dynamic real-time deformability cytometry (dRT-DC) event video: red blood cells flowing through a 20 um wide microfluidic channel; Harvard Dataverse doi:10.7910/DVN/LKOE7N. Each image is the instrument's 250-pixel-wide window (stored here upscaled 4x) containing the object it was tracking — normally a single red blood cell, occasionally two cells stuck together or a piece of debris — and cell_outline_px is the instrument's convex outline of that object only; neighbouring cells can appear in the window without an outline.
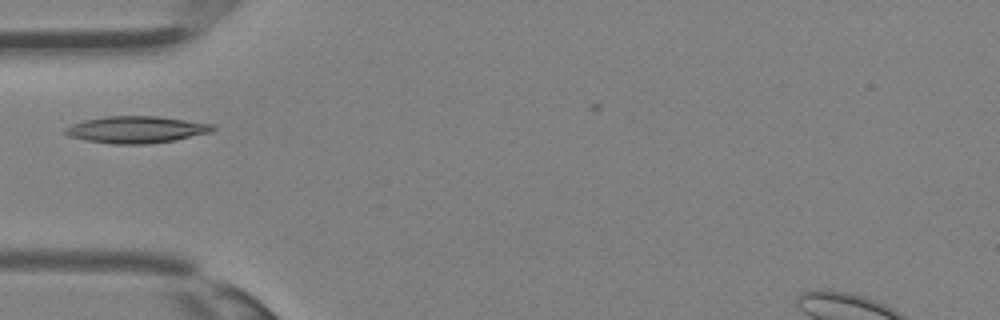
{"species": "Egyptian fruit bat (a non-hibernating species)", "species_latin": "Rousettus aegyptiacus", "temperature_condition": "room temperature", "stored_images_in_passage": 26, "camera_frame_rate_fps": 3000, "um_per_image_px": 0.085, "animal": {"sex": "female"}, "frame": {"image": 1, "passage_image": 4, "time_ms": 1.0, "image_size_px": [1000, 320], "cell_outline_px": [[216, 128], [212, 132], [176, 140], [148, 144], [112, 144], [84, 140], [68, 136], [64, 132], [64, 128], [72, 124], [84, 120], [104, 116], [156, 116], [216, 124]], "centroid_in_image_um": [11.6, 11.02], "position_along_channel_um": 73.4, "area_um2": 23.35}}
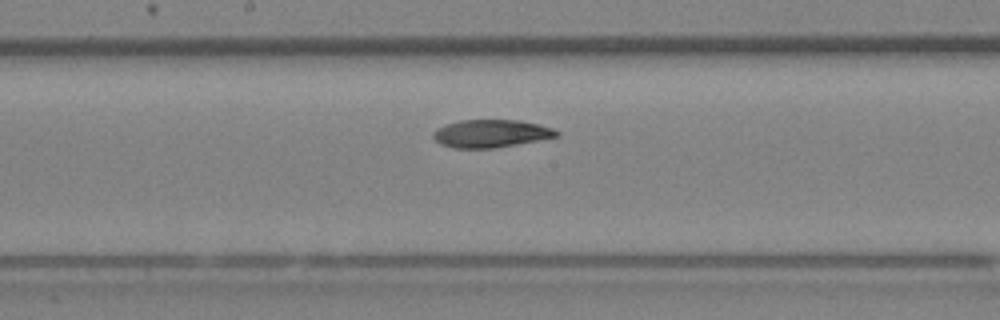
{"frame": {"image": 2, "passage_image": 11, "time_ms": 3.333, "image_size_px": [1000, 320], "cell_outline_px": [[560, 136], [496, 148], [452, 148], [440, 144], [432, 136], [432, 132], [436, 128], [460, 120], [520, 120], [552, 128], [560, 132]], "centroid_in_image_um": [41.72, 11.35], "position_along_channel_um": 206.5, "area_um2": 20.0}}
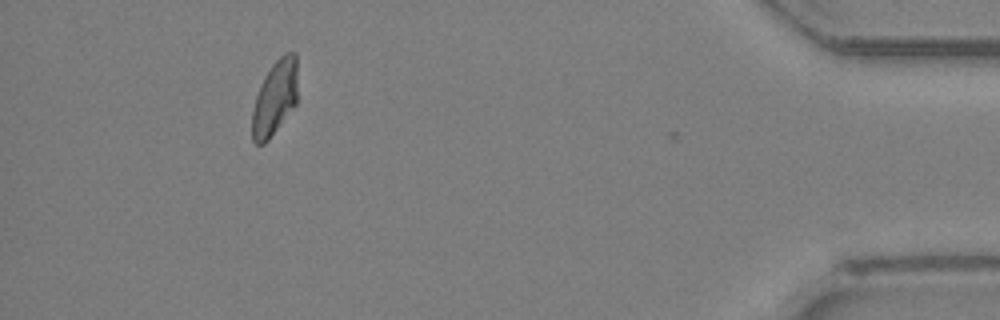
{"frame": {"image": 3, "passage_image": 25, "time_ms": 8.0, "image_size_px": [1000, 320], "cell_outline_px": [[296, 104], [268, 140], [264, 144], [256, 144], [252, 140], [252, 108], [260, 84], [264, 76], [272, 64], [284, 52], [296, 52]], "centroid_in_image_um": [23.34, 8.31], "position_along_channel_um": 411.9, "area_um2": 19.77}}